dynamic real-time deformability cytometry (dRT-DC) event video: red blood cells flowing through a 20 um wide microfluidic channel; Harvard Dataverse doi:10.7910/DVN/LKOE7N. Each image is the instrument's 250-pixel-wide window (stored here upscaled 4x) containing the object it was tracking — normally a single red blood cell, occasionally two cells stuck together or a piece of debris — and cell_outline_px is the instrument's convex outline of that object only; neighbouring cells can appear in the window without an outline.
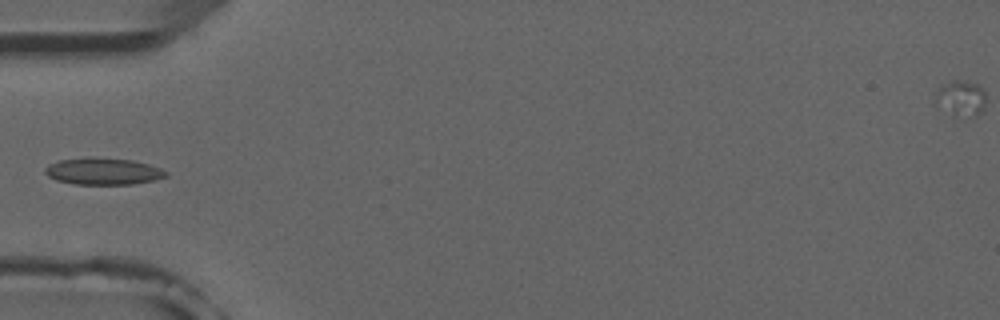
{"species": "common noctule bat (a hibernating species)", "species_latin": "Nyctalus noctula", "temperature_condition": "room temperature", "stored_images_in_passage": 6, "camera_frame_rate_fps": 3000, "um_per_image_px": 0.085, "animal": {"sex": "male", "forearm_length_mm": 52.5}, "frame": {"image": 1, "passage_image": 6, "time_ms": 5.667, "image_size_px": [1000, 320], "cell_outline_px": [[168, 176], [152, 180], [132, 184], [76, 184], [56, 180], [48, 176], [44, 172], [44, 168], [48, 164], [60, 160], [92, 156], [132, 160], [148, 164], [160, 168], [168, 172]], "centroid_in_image_um": [8.74, 14.54], "position_along_channel_um": 76.3, "area_um2": 18.96}}